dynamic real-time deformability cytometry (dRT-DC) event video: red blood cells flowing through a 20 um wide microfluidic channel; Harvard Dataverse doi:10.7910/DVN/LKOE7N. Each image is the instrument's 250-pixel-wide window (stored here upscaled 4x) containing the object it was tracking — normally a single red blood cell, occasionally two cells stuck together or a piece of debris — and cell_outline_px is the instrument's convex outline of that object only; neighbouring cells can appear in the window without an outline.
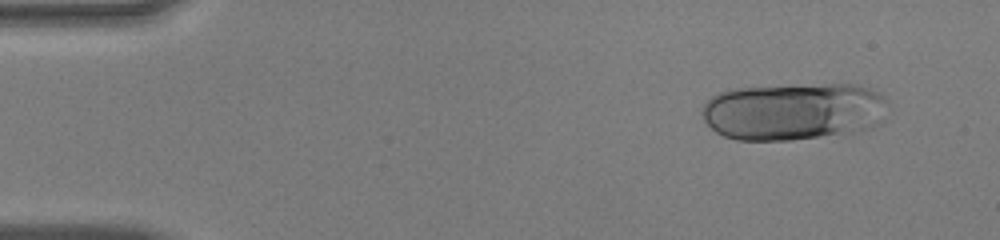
{"species": "human", "species_latin": "Homo sapiens", "temperature_condition": "warm", "stored_images_in_passage": 49, "segment_of_instrument_passage": [1, 2], "camera_frame_rate_fps": 3000, "um_per_image_px": 0.085, "donor": {"sex": "male"}, "frame": {"image": 1, "passage_image": 4, "time_ms": 1.0, "image_size_px": [1000, 240], "cell_outline_px": [[880, 100], [864, 128], [852, 132], [792, 140], [736, 140], [724, 136], [716, 132], [704, 120], [700, 112], [704, 104], [712, 96], [720, 92], [732, 88], [828, 84], [860, 84], [876, 92], [880, 96]], "centroid_in_image_um": [67.15, 9.46], "position_along_channel_um": 17.9, "area_um2": 59.94}}